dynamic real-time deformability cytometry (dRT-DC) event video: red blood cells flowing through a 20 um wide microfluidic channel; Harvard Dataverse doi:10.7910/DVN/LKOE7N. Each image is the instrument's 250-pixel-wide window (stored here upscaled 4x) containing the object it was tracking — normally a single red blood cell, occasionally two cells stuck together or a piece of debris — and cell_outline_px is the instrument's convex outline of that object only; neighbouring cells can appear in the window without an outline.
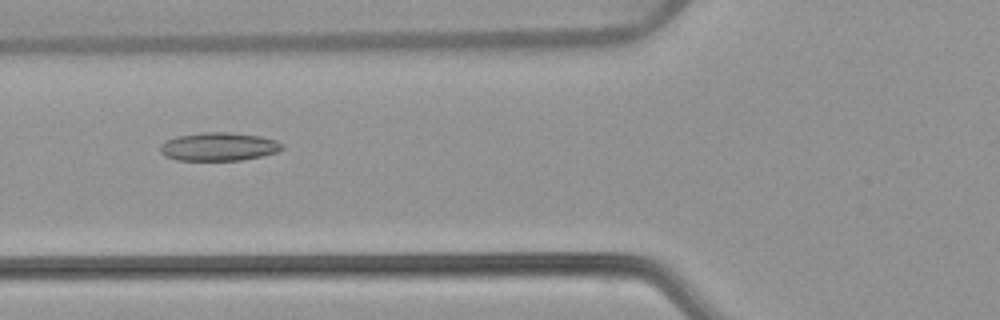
{"species": "common noctule bat (a hibernating species)", "species_latin": "Nyctalus noctula", "temperature_condition": "warm", "stored_images_in_passage": 50, "camera_frame_rate_fps": 3000, "um_per_image_px": 0.085, "animal": {"sex": "female", "body_mass_g": 22.7, "forearm_length_mm": 54.2}, "frame": {"image": 1, "passage_image": 21, "time_ms": 6.667, "image_size_px": [1000, 320], "cell_outline_px": [[284, 148], [276, 152], [260, 156], [240, 160], [176, 160], [164, 156], [160, 152], [160, 144], [164, 140], [176, 136], [200, 132], [228, 132], [260, 136], [276, 140], [284, 144]], "centroid_in_image_um": [18.55, 12.46], "position_along_channel_um": 107.2, "area_um2": 20.29}}
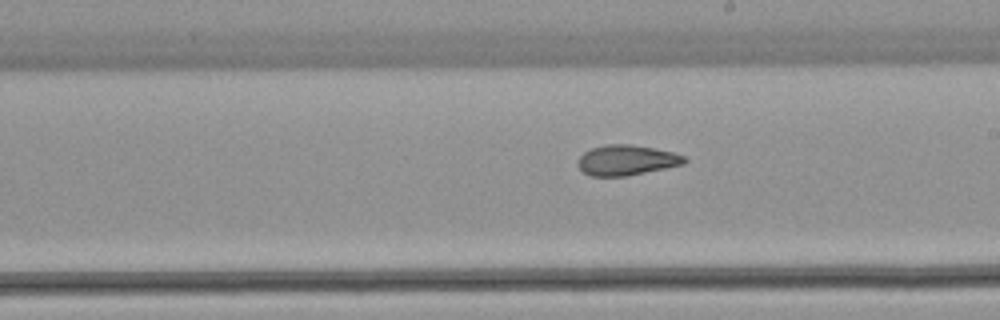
{"frame": {"image": 2, "passage_image": 31, "time_ms": 10.0, "image_size_px": [1000, 320], "cell_outline_px": [[688, 160], [684, 164], [624, 176], [588, 176], [576, 164], [576, 160], [584, 152], [592, 148], [608, 144], [628, 144], [652, 148], [672, 152], [684, 156]], "centroid_in_image_um": [53.21, 13.61], "position_along_channel_um": 235.8, "area_um2": 18.61}}
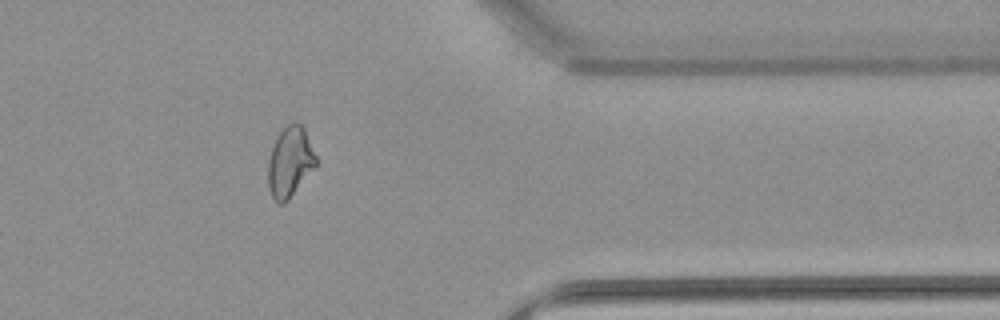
{"frame": {"image": 3, "passage_image": 44, "time_ms": 14.333, "image_size_px": [1000, 320], "cell_outline_px": [[316, 164], [288, 200], [284, 204], [280, 204], [272, 196], [268, 188], [268, 160], [276, 136], [284, 124], [300, 124], [304, 128], [316, 156]], "centroid_in_image_um": [24.61, 13.75], "position_along_channel_um": 386.8, "area_um2": 19.31}}